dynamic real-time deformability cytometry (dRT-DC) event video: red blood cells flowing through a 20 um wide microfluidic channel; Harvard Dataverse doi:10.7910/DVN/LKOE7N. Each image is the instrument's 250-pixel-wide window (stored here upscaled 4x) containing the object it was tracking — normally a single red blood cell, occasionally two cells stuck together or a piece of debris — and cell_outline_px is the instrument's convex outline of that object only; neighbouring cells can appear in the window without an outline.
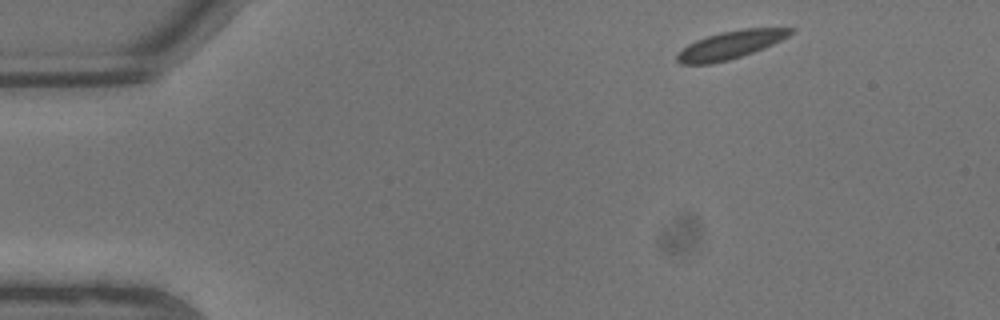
{"species": "common noctule bat (a hibernating species)", "species_latin": "Nyctalus noctula", "temperature_condition": "warm", "stored_images_in_passage": 6, "camera_frame_rate_fps": 3000, "um_per_image_px": 0.085, "animal": {"sex": "male", "body_mass_g": 13.3}, "frame": {"image": 1, "passage_image": 1, "time_ms": 0.0, "image_size_px": [1000, 320], "cell_outline_px": [[796, 28], [788, 36], [764, 48], [728, 60], [712, 64], [680, 64], [676, 60], [676, 52], [688, 44], [696, 40], [720, 32], [744, 28]], "centroid_in_image_um": [62.03, 3.82], "position_along_channel_um": 23.0, "area_um2": 18.38}}
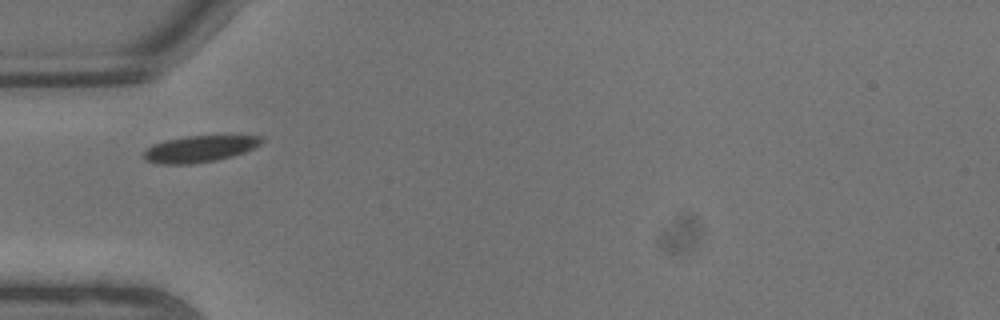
{"frame": {"image": 2, "passage_image": 5, "time_ms": 1.333, "image_size_px": [1000, 320], "cell_outline_px": [[264, 140], [260, 144], [244, 152], [232, 156], [216, 160], [192, 164], [156, 164], [144, 160], [144, 152], [152, 144], [164, 140], [184, 136], [264, 136]], "centroid_in_image_um": [16.92, 12.66], "position_along_channel_um": 68.1, "area_um2": 18.21}}
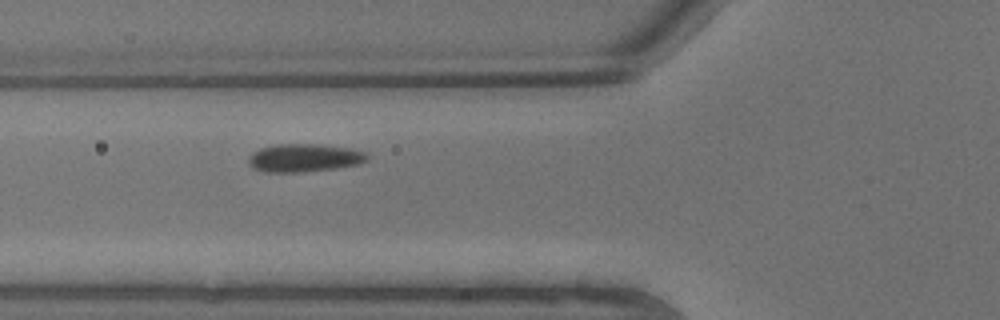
{"frame": {"image": 3, "passage_image": 6, "time_ms": 1.667, "image_size_px": [1000, 320], "cell_outline_px": [[368, 160], [360, 164], [336, 168], [304, 172], [268, 172], [252, 168], [248, 164], [248, 156], [252, 152], [260, 148], [276, 144], [312, 144], [348, 148], [368, 152]], "centroid_in_image_um": [25.85, 13.42], "position_along_channel_um": 99.9, "area_um2": 19.54}}